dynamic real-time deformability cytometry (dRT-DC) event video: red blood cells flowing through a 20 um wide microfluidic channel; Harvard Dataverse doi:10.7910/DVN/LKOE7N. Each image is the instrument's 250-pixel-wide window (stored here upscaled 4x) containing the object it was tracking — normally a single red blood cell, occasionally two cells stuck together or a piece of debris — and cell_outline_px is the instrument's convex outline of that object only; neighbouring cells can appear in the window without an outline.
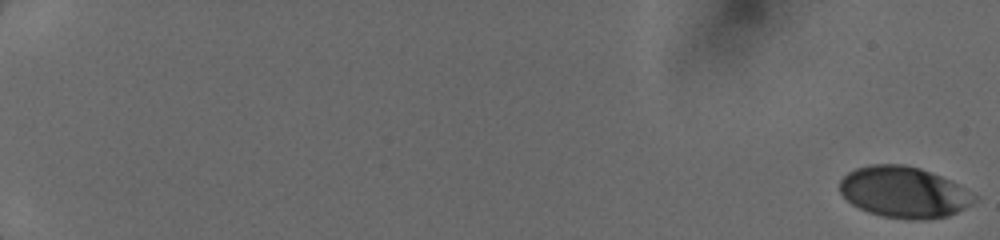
{"species": "human", "species_latin": "Homo sapiens", "temperature_condition": "cold", "stored_images_in_passage": 17, "camera_frame_rate_fps": 3000, "um_per_image_px": 0.085, "donor": {"sex": "female"}, "frame": {"image": 1, "passage_image": 1, "time_ms": 0.0, "image_size_px": [1000, 240], "cell_outline_px": [[980, 196], [972, 204], [948, 216], [924, 220], [908, 220], [880, 216], [868, 212], [852, 204], [840, 192], [840, 180], [848, 172], [856, 168], [872, 164], [904, 164], [920, 168], [952, 180]], "centroid_in_image_um": [76.87, 16.34], "position_along_channel_um": 8.1, "area_um2": 40.52}}